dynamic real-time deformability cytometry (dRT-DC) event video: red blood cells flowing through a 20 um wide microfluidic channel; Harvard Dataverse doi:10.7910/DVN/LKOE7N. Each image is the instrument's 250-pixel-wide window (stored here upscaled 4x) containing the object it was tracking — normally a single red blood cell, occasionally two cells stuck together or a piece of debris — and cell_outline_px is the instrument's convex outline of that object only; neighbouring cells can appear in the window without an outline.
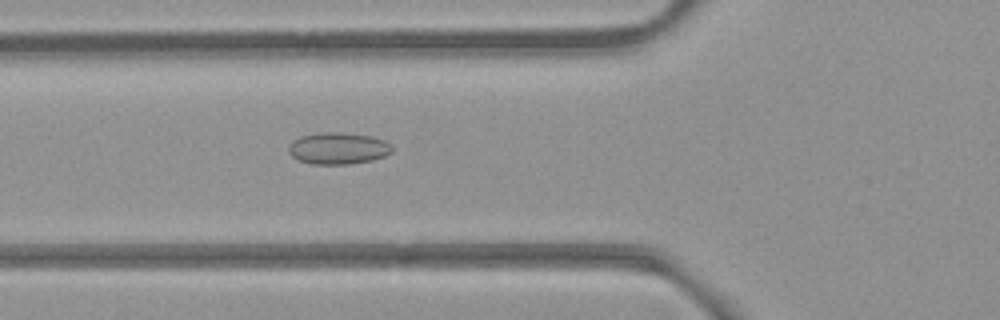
{"species": "common noctule bat (a hibernating species)", "species_latin": "Nyctalus noctula", "temperature_condition": "room temperature", "stored_images_in_passage": 42, "camera_frame_rate_fps": 3000, "um_per_image_px": 0.085, "animal": {"sex": "female", "body_mass_g": 21.9}, "frame": {"image": 1, "passage_image": 9, "time_ms": 2.667, "image_size_px": [1000, 320], "cell_outline_px": [[392, 152], [384, 156], [372, 160], [348, 164], [312, 164], [300, 160], [292, 156], [288, 152], [288, 148], [292, 140], [300, 136], [320, 132], [340, 132], [372, 136], [384, 140], [392, 148]], "centroid_in_image_um": [28.72, 12.6], "position_along_channel_um": 97.1, "area_um2": 19.13}}
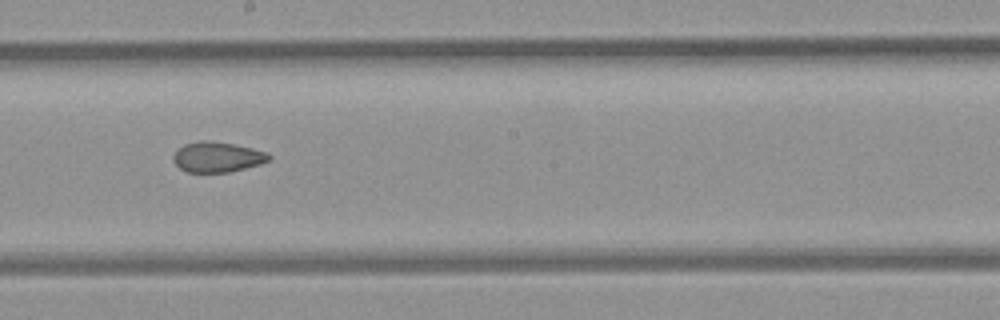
{"frame": {"image": 2, "passage_image": 19, "time_ms": 6.0, "image_size_px": [1000, 320], "cell_outline_px": [[272, 156], [268, 160], [260, 164], [228, 172], [188, 172], [180, 168], [172, 160], [172, 156], [184, 144], [200, 140], [208, 140], [232, 144], [252, 148], [268, 152]], "centroid_in_image_um": [18.47, 13.34], "position_along_channel_um": 229.7, "area_um2": 16.76}}
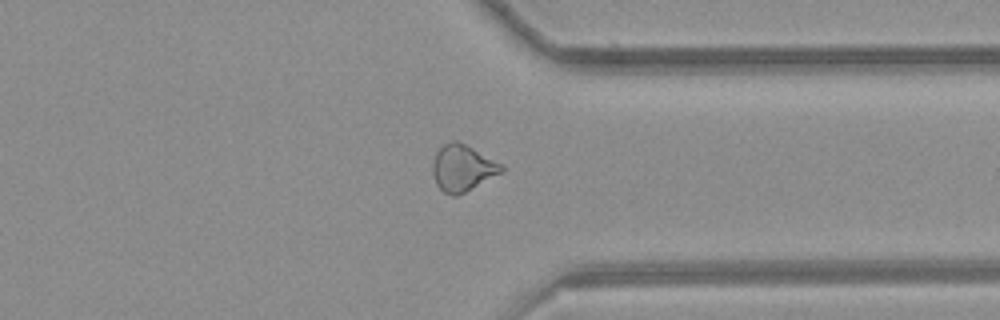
{"frame": {"image": 3, "passage_image": 30, "time_ms": 9.667, "image_size_px": [1000, 320], "cell_outline_px": [[504, 172], [456, 196], [452, 196], [444, 192], [436, 184], [432, 172], [432, 164], [436, 152], [444, 144], [452, 140], [456, 140], [504, 164]], "centroid_in_image_um": [39.33, 14.28], "position_along_channel_um": 372.1, "area_um2": 18.61}, "authors_computed_cell_mechanics": {"area_um2": 18.0336, "velocity_mm_per_s": 3.9582, "shape_relaxation_time_tau1_ms": null, "shape_relaxation_time_tau2_ms": 1.9224, "deformation_change_tau1": null, "deformation_change_tau2": 0.0702}}